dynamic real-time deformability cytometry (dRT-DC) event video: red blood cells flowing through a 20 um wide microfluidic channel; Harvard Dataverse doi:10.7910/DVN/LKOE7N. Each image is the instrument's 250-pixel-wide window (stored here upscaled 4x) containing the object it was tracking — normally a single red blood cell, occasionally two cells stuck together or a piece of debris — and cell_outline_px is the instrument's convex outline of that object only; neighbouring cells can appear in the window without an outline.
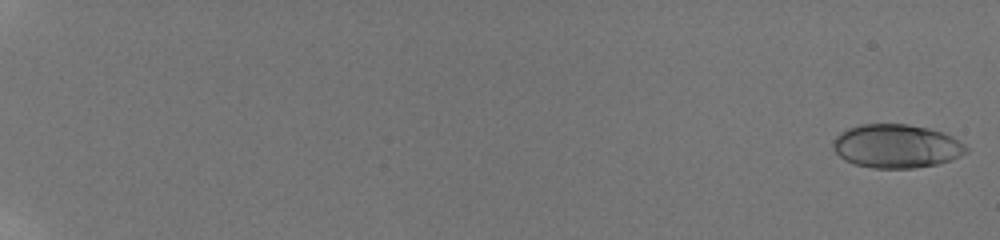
{"species": "human", "species_latin": "Homo sapiens", "temperature_condition": "room temperature", "stored_images_in_passage": 14, "camera_frame_rate_fps": 3000, "um_per_image_px": 0.085, "donor": {"sex": "male"}, "frame": {"image": 1, "passage_image": 1, "time_ms": 0.0, "image_size_px": [1000, 240], "cell_outline_px": [[968, 152], [960, 156], [936, 164], [912, 168], [872, 168], [856, 164], [844, 160], [832, 148], [832, 140], [840, 132], [848, 128], [860, 124], [908, 124], [928, 128], [944, 132], [960, 140], [968, 148]], "centroid_in_image_um": [76.18, 12.41], "position_along_channel_um": 8.8, "area_um2": 33.99}}
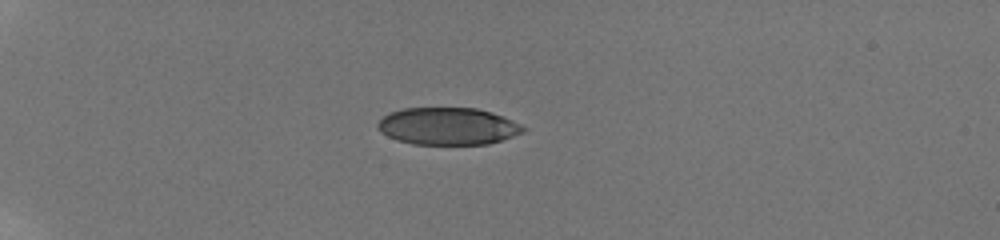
{"frame": {"image": 2, "passage_image": 10, "time_ms": 6.0, "image_size_px": [1000, 240], "cell_outline_px": [[528, 128], [524, 132], [488, 144], [412, 144], [396, 140], [380, 132], [376, 128], [376, 124], [388, 112], [404, 108], [476, 108], [492, 112], [512, 120]], "centroid_in_image_um": [38.04, 10.72], "position_along_channel_um": 47.0, "area_um2": 31.67}}
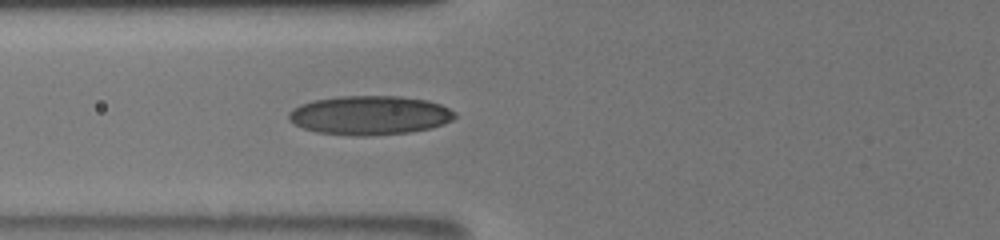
{"frame": {"image": 3, "passage_image": 14, "time_ms": 8.667, "image_size_px": [1000, 240], "cell_outline_px": [[456, 116], [452, 120], [444, 124], [428, 128], [408, 132], [364, 136], [352, 136], [316, 132], [304, 128], [288, 120], [288, 112], [292, 108], [300, 104], [312, 100], [340, 96], [400, 96], [428, 100], [440, 104], [456, 112]], "centroid_in_image_um": [31.4, 9.79], "position_along_channel_um": 94.4, "area_um2": 37.92}}